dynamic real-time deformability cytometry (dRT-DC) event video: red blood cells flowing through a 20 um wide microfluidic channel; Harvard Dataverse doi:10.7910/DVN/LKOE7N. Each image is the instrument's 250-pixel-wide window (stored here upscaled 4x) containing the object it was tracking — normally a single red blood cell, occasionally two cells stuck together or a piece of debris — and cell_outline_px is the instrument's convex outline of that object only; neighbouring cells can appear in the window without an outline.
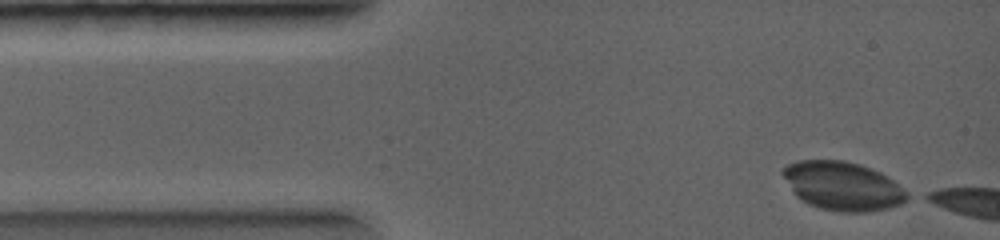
{"species": "common noctule bat (a hibernating species)", "species_latin": "Nyctalus noctula", "temperature_condition": "warm", "stored_images_in_passage": 5, "camera_frame_rate_fps": 5000, "um_per_image_px": 0.085, "animal": {"sex": "female", "body_mass_g": 19.0, "forearm_length_mm": 56.7}, "frame": {"image": 1, "passage_image": 1, "time_ms": 0.0, "image_size_px": [1000, 240], "cell_outline_px": [[912, 196], [896, 204], [884, 208], [856, 212], [852, 212], [824, 208], [812, 204], [804, 200], [796, 192], [780, 172], [780, 168], [796, 160], [844, 160], [860, 164], [880, 172], [912, 192]], "centroid_in_image_um": [71.67, 15.76], "position_along_channel_um": 13.3, "area_um2": 34.45}}